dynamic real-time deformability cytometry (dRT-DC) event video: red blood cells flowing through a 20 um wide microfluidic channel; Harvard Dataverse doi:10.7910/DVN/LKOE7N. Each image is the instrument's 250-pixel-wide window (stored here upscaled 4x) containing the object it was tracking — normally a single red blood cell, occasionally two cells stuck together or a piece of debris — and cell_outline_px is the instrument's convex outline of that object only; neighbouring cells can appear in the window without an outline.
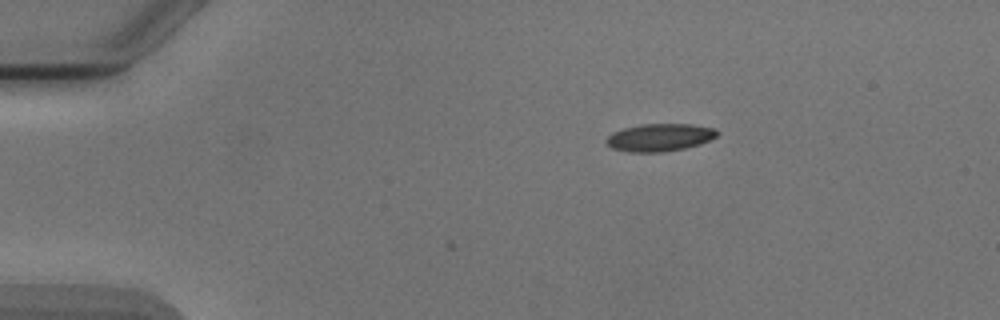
{"species": "Egyptian fruit bat (a non-hibernating species)", "species_latin": "Rousettus aegyptiacus", "temperature_condition": "cold", "stored_images_in_passage": 3, "camera_frame_rate_fps": 3000, "um_per_image_px": 0.085, "animal": {"sex": "male"}, "frame": {"image": 1, "passage_image": 3, "time_ms": 2.333, "image_size_px": [1000, 320], "cell_outline_px": [[720, 132], [716, 136], [700, 144], [684, 148], [664, 152], [628, 152], [612, 148], [604, 140], [612, 132], [624, 128], [640, 124], [692, 124], [716, 128]], "centroid_in_image_um": [56.07, 11.67], "position_along_channel_um": 28.9, "area_um2": 17.92}}